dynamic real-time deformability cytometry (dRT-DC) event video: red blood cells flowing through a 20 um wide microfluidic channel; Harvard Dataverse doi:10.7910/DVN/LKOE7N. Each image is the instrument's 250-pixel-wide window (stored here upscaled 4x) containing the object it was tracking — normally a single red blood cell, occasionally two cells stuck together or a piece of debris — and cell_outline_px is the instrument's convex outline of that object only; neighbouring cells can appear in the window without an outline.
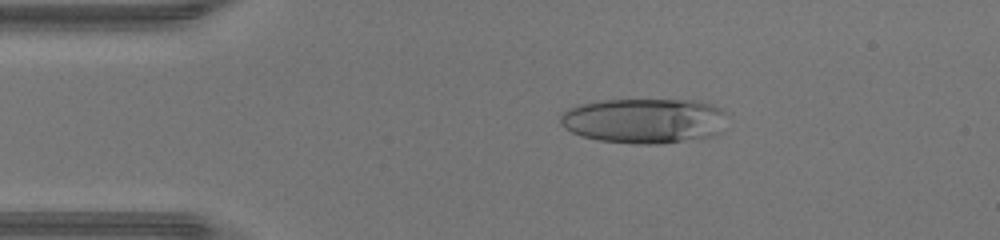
{"species": "human", "species_latin": "Homo sapiens", "temperature_condition": "warm", "stored_images_in_passage": 45, "camera_frame_rate_fps": 3000, "um_per_image_px": 0.085, "donor": {"sex": "male"}, "frame": {"image": 1, "passage_image": 8, "time_ms": 2.333, "image_size_px": [1000, 240], "cell_outline_px": [[728, 112], [724, 132], [716, 136], [660, 144], [636, 144], [596, 140], [580, 136], [564, 128], [560, 124], [560, 112], [576, 104], [600, 100], [700, 100], [712, 104]], "centroid_in_image_um": [54.8, 10.26], "position_along_channel_um": 30.2, "area_um2": 45.03}}
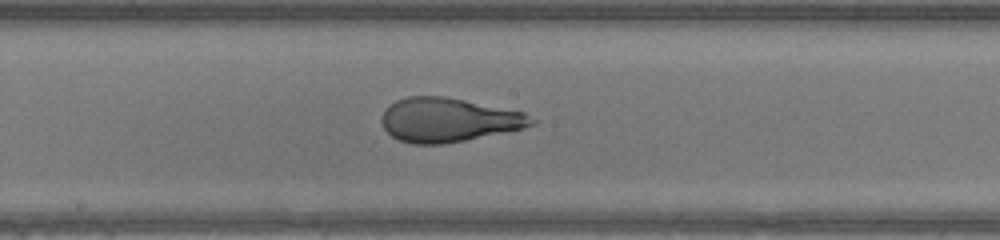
{"frame": {"image": 2, "passage_image": 23, "time_ms": 7.333, "image_size_px": [1000, 240], "cell_outline_px": [[536, 124], [524, 128], [444, 144], [412, 144], [400, 140], [392, 136], [384, 128], [380, 120], [388, 104], [396, 100], [408, 96], [444, 96], [524, 112], [536, 120]], "centroid_in_image_um": [38.1, 10.19], "position_along_channel_um": 210.1, "area_um2": 38.32}}
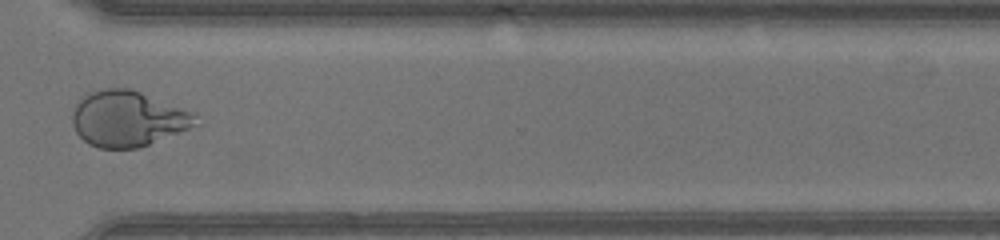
{"frame": {"image": 3, "passage_image": 33, "time_ms": 10.667, "image_size_px": [1000, 240], "cell_outline_px": [[200, 124], [140, 148], [100, 148], [88, 144], [76, 132], [72, 124], [72, 112], [80, 96], [88, 92], [104, 88], [128, 88], [140, 92], [196, 112]], "centroid_in_image_um": [10.87, 10.08], "position_along_channel_um": 359.7, "area_um2": 40.46}}